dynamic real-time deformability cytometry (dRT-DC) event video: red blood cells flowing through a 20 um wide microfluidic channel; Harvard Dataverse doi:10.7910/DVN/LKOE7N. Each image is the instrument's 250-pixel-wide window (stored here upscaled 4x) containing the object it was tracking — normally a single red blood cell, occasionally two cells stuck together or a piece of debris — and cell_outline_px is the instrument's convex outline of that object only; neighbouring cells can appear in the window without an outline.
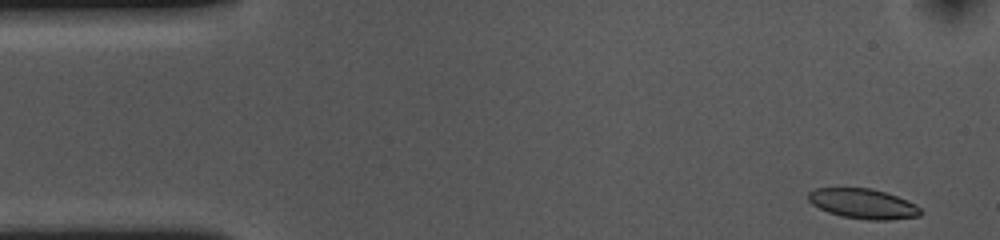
{"species": "common noctule bat (a hibernating species)", "species_latin": "Nyctalus noctula", "temperature_condition": "cold", "stored_images_in_passage": 52, "camera_frame_rate_fps": 3000, "um_per_image_px": 0.085, "animal": {"sex": "female", "body_mass_g": 10.0, "forearm_length_mm": 53.1}, "frame": {"image": 1, "passage_image": 1, "time_ms": 0.0, "image_size_px": [1000, 240], "cell_outline_px": [[924, 212], [920, 216], [888, 220], [868, 220], [840, 216], [828, 212], [812, 204], [808, 200], [808, 192], [816, 188], [872, 188], [908, 200], [916, 204]], "centroid_in_image_um": [73.38, 17.32], "position_along_channel_um": 11.6, "area_um2": 19.71}}
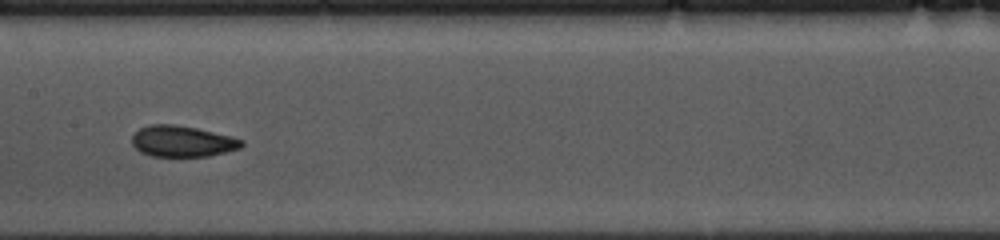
{"frame": {"image": 2, "passage_image": 24, "time_ms": 7.667, "image_size_px": [1000, 240], "cell_outline_px": [[244, 144], [240, 148], [208, 156], [152, 156], [140, 152], [132, 144], [132, 136], [140, 128], [152, 124], [172, 124], [196, 128], [244, 140]], "centroid_in_image_um": [15.47, 12.01], "position_along_channel_um": 191.9, "area_um2": 19.59}}
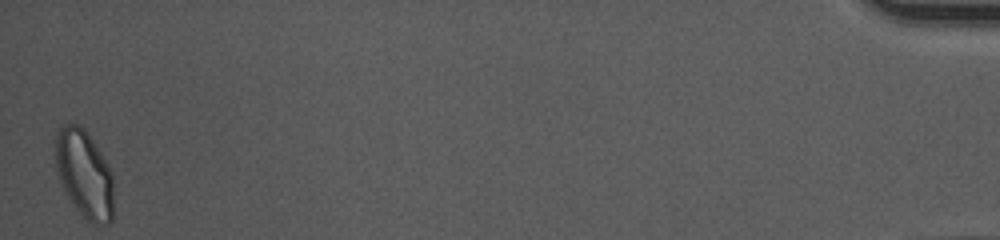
{"frame": {"image": 3, "passage_image": 52, "time_ms": 17.0, "image_size_px": [1000, 240], "cell_outline_px": [[112, 220], [108, 224], [92, 224], [84, 220], [72, 204], [64, 192], [56, 168], [56, 136], [60, 128], [64, 124], [80, 124], [84, 128], [108, 164], [112, 172]], "centroid_in_image_um": [7.16, 14.83], "position_along_channel_um": 428.0, "area_um2": 29.77}, "authors_computed_cell_mechanics": {"area_um2": 20.3745, "velocity_mm_per_s": 3.5975, "shape_relaxation_time_tau1_ms": 3.2389, "shape_relaxation_time_tau2_ms": 1.4534, "deformation_change_tau1": 0.0946, "deformation_change_tau2": 0.0633}}